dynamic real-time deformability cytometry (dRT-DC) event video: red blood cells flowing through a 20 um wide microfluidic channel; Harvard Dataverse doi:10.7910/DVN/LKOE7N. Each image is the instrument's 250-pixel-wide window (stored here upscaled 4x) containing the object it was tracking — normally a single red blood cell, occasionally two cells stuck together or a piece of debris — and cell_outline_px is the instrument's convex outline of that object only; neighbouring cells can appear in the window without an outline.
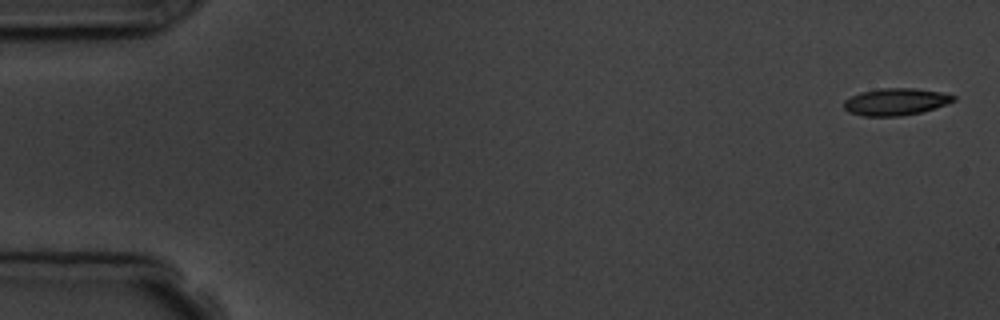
{"species": "common noctule bat (a hibernating species)", "species_latin": "Nyctalus noctula", "temperature_condition": "room temperature", "stored_images_in_passage": 5, "camera_frame_rate_fps": 3000, "um_per_image_px": 0.085, "animal": {"sex": "male", "body_mass_g": 19.5, "forearm_length_mm": 54.6}, "frame": {"image": 1, "passage_image": 1, "time_ms": 0.0, "image_size_px": [1000, 320], "cell_outline_px": [[956, 100], [920, 112], [900, 116], [864, 116], [848, 112], [844, 108], [844, 100], [860, 92], [880, 88], [916, 88], [940, 92], [956, 96]], "centroid_in_image_um": [76.09, 8.64], "position_along_channel_um": 8.9, "area_um2": 17.11}}
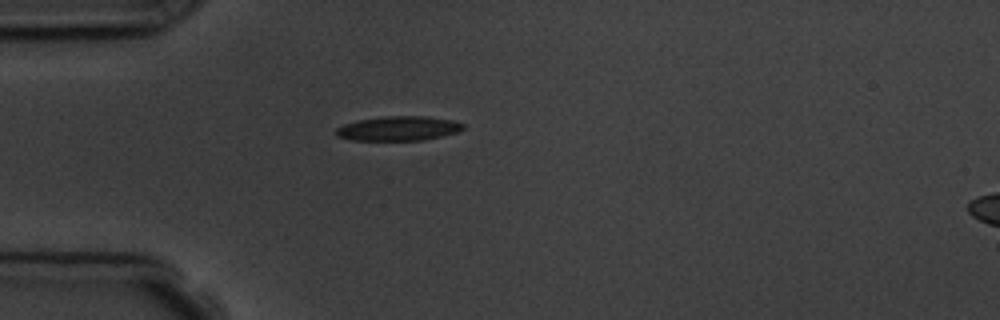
{"frame": {"image": 2, "passage_image": 5, "time_ms": 4.667, "image_size_px": [1000, 320], "cell_outline_px": [[464, 128], [456, 132], [424, 140], [348, 140], [336, 136], [336, 128], [344, 124], [360, 120], [384, 116], [428, 116], [452, 120], [464, 124]], "centroid_in_image_um": [33.85, 10.92], "position_along_channel_um": 51.2, "area_um2": 18.03}}